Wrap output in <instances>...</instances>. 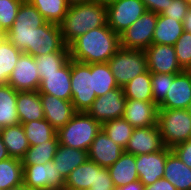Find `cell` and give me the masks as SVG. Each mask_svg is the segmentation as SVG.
<instances>
[{"label": "cell", "mask_w": 191, "mask_h": 190, "mask_svg": "<svg viewBox=\"0 0 191 190\" xmlns=\"http://www.w3.org/2000/svg\"><path fill=\"white\" fill-rule=\"evenodd\" d=\"M68 47L70 59L87 64L107 63L120 48V39L106 24L87 31Z\"/></svg>", "instance_id": "1"}, {"label": "cell", "mask_w": 191, "mask_h": 190, "mask_svg": "<svg viewBox=\"0 0 191 190\" xmlns=\"http://www.w3.org/2000/svg\"><path fill=\"white\" fill-rule=\"evenodd\" d=\"M106 24V5L95 0L88 3L70 5L59 26L63 41L69 46L76 38L87 31Z\"/></svg>", "instance_id": "2"}, {"label": "cell", "mask_w": 191, "mask_h": 190, "mask_svg": "<svg viewBox=\"0 0 191 190\" xmlns=\"http://www.w3.org/2000/svg\"><path fill=\"white\" fill-rule=\"evenodd\" d=\"M102 124L87 112H76L72 119L57 131L59 144L88 151Z\"/></svg>", "instance_id": "3"}, {"label": "cell", "mask_w": 191, "mask_h": 190, "mask_svg": "<svg viewBox=\"0 0 191 190\" xmlns=\"http://www.w3.org/2000/svg\"><path fill=\"white\" fill-rule=\"evenodd\" d=\"M46 22L35 6L24 0L18 9L12 27L6 32V39L21 52L32 55L34 28L36 29Z\"/></svg>", "instance_id": "4"}, {"label": "cell", "mask_w": 191, "mask_h": 190, "mask_svg": "<svg viewBox=\"0 0 191 190\" xmlns=\"http://www.w3.org/2000/svg\"><path fill=\"white\" fill-rule=\"evenodd\" d=\"M157 124L166 148L191 139L189 109H158Z\"/></svg>", "instance_id": "5"}, {"label": "cell", "mask_w": 191, "mask_h": 190, "mask_svg": "<svg viewBox=\"0 0 191 190\" xmlns=\"http://www.w3.org/2000/svg\"><path fill=\"white\" fill-rule=\"evenodd\" d=\"M71 91L76 112H87L97 98L93 90V63L71 59Z\"/></svg>", "instance_id": "6"}, {"label": "cell", "mask_w": 191, "mask_h": 190, "mask_svg": "<svg viewBox=\"0 0 191 190\" xmlns=\"http://www.w3.org/2000/svg\"><path fill=\"white\" fill-rule=\"evenodd\" d=\"M107 63L119 87H123L133 78L148 70L147 58L143 50L120 47Z\"/></svg>", "instance_id": "7"}, {"label": "cell", "mask_w": 191, "mask_h": 190, "mask_svg": "<svg viewBox=\"0 0 191 190\" xmlns=\"http://www.w3.org/2000/svg\"><path fill=\"white\" fill-rule=\"evenodd\" d=\"M158 14L146 10L131 26L120 35V47L145 51L151 44Z\"/></svg>", "instance_id": "8"}, {"label": "cell", "mask_w": 191, "mask_h": 190, "mask_svg": "<svg viewBox=\"0 0 191 190\" xmlns=\"http://www.w3.org/2000/svg\"><path fill=\"white\" fill-rule=\"evenodd\" d=\"M106 8L107 24L118 35L146 12L141 0H115Z\"/></svg>", "instance_id": "9"}, {"label": "cell", "mask_w": 191, "mask_h": 190, "mask_svg": "<svg viewBox=\"0 0 191 190\" xmlns=\"http://www.w3.org/2000/svg\"><path fill=\"white\" fill-rule=\"evenodd\" d=\"M126 97L123 87L108 91L97 97L87 113L96 121L103 124L106 121L121 118L125 112Z\"/></svg>", "instance_id": "10"}, {"label": "cell", "mask_w": 191, "mask_h": 190, "mask_svg": "<svg viewBox=\"0 0 191 190\" xmlns=\"http://www.w3.org/2000/svg\"><path fill=\"white\" fill-rule=\"evenodd\" d=\"M191 102V71L169 74V88L158 109H188Z\"/></svg>", "instance_id": "11"}, {"label": "cell", "mask_w": 191, "mask_h": 190, "mask_svg": "<svg viewBox=\"0 0 191 190\" xmlns=\"http://www.w3.org/2000/svg\"><path fill=\"white\" fill-rule=\"evenodd\" d=\"M53 52H69V47L64 43L60 26L46 22L34 28L32 37V56L50 54Z\"/></svg>", "instance_id": "12"}, {"label": "cell", "mask_w": 191, "mask_h": 190, "mask_svg": "<svg viewBox=\"0 0 191 190\" xmlns=\"http://www.w3.org/2000/svg\"><path fill=\"white\" fill-rule=\"evenodd\" d=\"M23 183L40 190L65 187V179L52 161L45 164L23 165Z\"/></svg>", "instance_id": "13"}, {"label": "cell", "mask_w": 191, "mask_h": 190, "mask_svg": "<svg viewBox=\"0 0 191 190\" xmlns=\"http://www.w3.org/2000/svg\"><path fill=\"white\" fill-rule=\"evenodd\" d=\"M145 54L151 73L178 74L184 71L178 63L174 45L151 44Z\"/></svg>", "instance_id": "14"}, {"label": "cell", "mask_w": 191, "mask_h": 190, "mask_svg": "<svg viewBox=\"0 0 191 190\" xmlns=\"http://www.w3.org/2000/svg\"><path fill=\"white\" fill-rule=\"evenodd\" d=\"M8 84L16 91H38L40 75L32 55L27 53L20 55Z\"/></svg>", "instance_id": "15"}, {"label": "cell", "mask_w": 191, "mask_h": 190, "mask_svg": "<svg viewBox=\"0 0 191 190\" xmlns=\"http://www.w3.org/2000/svg\"><path fill=\"white\" fill-rule=\"evenodd\" d=\"M171 151L164 147L159 151L136 156V170L144 187L164 177L166 158Z\"/></svg>", "instance_id": "16"}, {"label": "cell", "mask_w": 191, "mask_h": 190, "mask_svg": "<svg viewBox=\"0 0 191 190\" xmlns=\"http://www.w3.org/2000/svg\"><path fill=\"white\" fill-rule=\"evenodd\" d=\"M164 147L157 124L150 127L134 128L124 152L137 156L159 151Z\"/></svg>", "instance_id": "17"}, {"label": "cell", "mask_w": 191, "mask_h": 190, "mask_svg": "<svg viewBox=\"0 0 191 190\" xmlns=\"http://www.w3.org/2000/svg\"><path fill=\"white\" fill-rule=\"evenodd\" d=\"M39 93H47L57 98L71 101V59L57 72L40 76Z\"/></svg>", "instance_id": "18"}, {"label": "cell", "mask_w": 191, "mask_h": 190, "mask_svg": "<svg viewBox=\"0 0 191 190\" xmlns=\"http://www.w3.org/2000/svg\"><path fill=\"white\" fill-rule=\"evenodd\" d=\"M40 100L44 111V119L56 131L68 123L76 113L71 101L57 98L47 93H40Z\"/></svg>", "instance_id": "19"}, {"label": "cell", "mask_w": 191, "mask_h": 190, "mask_svg": "<svg viewBox=\"0 0 191 190\" xmlns=\"http://www.w3.org/2000/svg\"><path fill=\"white\" fill-rule=\"evenodd\" d=\"M124 152V148L108 137L103 129L96 135L88 150V159L101 167L112 166Z\"/></svg>", "instance_id": "20"}, {"label": "cell", "mask_w": 191, "mask_h": 190, "mask_svg": "<svg viewBox=\"0 0 191 190\" xmlns=\"http://www.w3.org/2000/svg\"><path fill=\"white\" fill-rule=\"evenodd\" d=\"M123 118L134 128L157 125L158 106L154 101L126 99Z\"/></svg>", "instance_id": "21"}, {"label": "cell", "mask_w": 191, "mask_h": 190, "mask_svg": "<svg viewBox=\"0 0 191 190\" xmlns=\"http://www.w3.org/2000/svg\"><path fill=\"white\" fill-rule=\"evenodd\" d=\"M16 108L21 124L44 119V111L38 91H18Z\"/></svg>", "instance_id": "22"}, {"label": "cell", "mask_w": 191, "mask_h": 190, "mask_svg": "<svg viewBox=\"0 0 191 190\" xmlns=\"http://www.w3.org/2000/svg\"><path fill=\"white\" fill-rule=\"evenodd\" d=\"M164 178L177 190H191V168L185 165L173 151L166 158Z\"/></svg>", "instance_id": "23"}, {"label": "cell", "mask_w": 191, "mask_h": 190, "mask_svg": "<svg viewBox=\"0 0 191 190\" xmlns=\"http://www.w3.org/2000/svg\"><path fill=\"white\" fill-rule=\"evenodd\" d=\"M86 160H88V151L58 144L52 162L56 165V169L61 176L66 179L76 167L83 164Z\"/></svg>", "instance_id": "24"}, {"label": "cell", "mask_w": 191, "mask_h": 190, "mask_svg": "<svg viewBox=\"0 0 191 190\" xmlns=\"http://www.w3.org/2000/svg\"><path fill=\"white\" fill-rule=\"evenodd\" d=\"M115 188L139 180L136 170V156L123 152L120 158L107 168Z\"/></svg>", "instance_id": "25"}, {"label": "cell", "mask_w": 191, "mask_h": 190, "mask_svg": "<svg viewBox=\"0 0 191 190\" xmlns=\"http://www.w3.org/2000/svg\"><path fill=\"white\" fill-rule=\"evenodd\" d=\"M0 135L10 157L21 160L30 147L22 124L3 127Z\"/></svg>", "instance_id": "26"}, {"label": "cell", "mask_w": 191, "mask_h": 190, "mask_svg": "<svg viewBox=\"0 0 191 190\" xmlns=\"http://www.w3.org/2000/svg\"><path fill=\"white\" fill-rule=\"evenodd\" d=\"M183 32V22L159 14L152 44L174 45Z\"/></svg>", "instance_id": "27"}, {"label": "cell", "mask_w": 191, "mask_h": 190, "mask_svg": "<svg viewBox=\"0 0 191 190\" xmlns=\"http://www.w3.org/2000/svg\"><path fill=\"white\" fill-rule=\"evenodd\" d=\"M97 180V164L88 159L76 167L65 179L67 190H87Z\"/></svg>", "instance_id": "28"}, {"label": "cell", "mask_w": 191, "mask_h": 190, "mask_svg": "<svg viewBox=\"0 0 191 190\" xmlns=\"http://www.w3.org/2000/svg\"><path fill=\"white\" fill-rule=\"evenodd\" d=\"M17 93L9 84L0 85V125L1 127L19 124L16 108Z\"/></svg>", "instance_id": "29"}, {"label": "cell", "mask_w": 191, "mask_h": 190, "mask_svg": "<svg viewBox=\"0 0 191 190\" xmlns=\"http://www.w3.org/2000/svg\"><path fill=\"white\" fill-rule=\"evenodd\" d=\"M23 183V164L20 159L0 161V190H13Z\"/></svg>", "instance_id": "30"}, {"label": "cell", "mask_w": 191, "mask_h": 190, "mask_svg": "<svg viewBox=\"0 0 191 190\" xmlns=\"http://www.w3.org/2000/svg\"><path fill=\"white\" fill-rule=\"evenodd\" d=\"M59 140L56 135L52 140L42 142L37 146H30L21 159L23 165L45 164L52 161L58 148Z\"/></svg>", "instance_id": "31"}, {"label": "cell", "mask_w": 191, "mask_h": 190, "mask_svg": "<svg viewBox=\"0 0 191 190\" xmlns=\"http://www.w3.org/2000/svg\"><path fill=\"white\" fill-rule=\"evenodd\" d=\"M126 99L153 101L151 72L147 70L123 86Z\"/></svg>", "instance_id": "32"}, {"label": "cell", "mask_w": 191, "mask_h": 190, "mask_svg": "<svg viewBox=\"0 0 191 190\" xmlns=\"http://www.w3.org/2000/svg\"><path fill=\"white\" fill-rule=\"evenodd\" d=\"M35 6L47 22L60 24L68 11L69 4L66 0H27Z\"/></svg>", "instance_id": "33"}, {"label": "cell", "mask_w": 191, "mask_h": 190, "mask_svg": "<svg viewBox=\"0 0 191 190\" xmlns=\"http://www.w3.org/2000/svg\"><path fill=\"white\" fill-rule=\"evenodd\" d=\"M22 126L30 146L52 140L57 135V131L46 119L22 123Z\"/></svg>", "instance_id": "34"}, {"label": "cell", "mask_w": 191, "mask_h": 190, "mask_svg": "<svg viewBox=\"0 0 191 190\" xmlns=\"http://www.w3.org/2000/svg\"><path fill=\"white\" fill-rule=\"evenodd\" d=\"M22 53L7 39L0 43V85L8 84L9 77Z\"/></svg>", "instance_id": "35"}, {"label": "cell", "mask_w": 191, "mask_h": 190, "mask_svg": "<svg viewBox=\"0 0 191 190\" xmlns=\"http://www.w3.org/2000/svg\"><path fill=\"white\" fill-rule=\"evenodd\" d=\"M119 88L108 63H93V90L97 97Z\"/></svg>", "instance_id": "36"}, {"label": "cell", "mask_w": 191, "mask_h": 190, "mask_svg": "<svg viewBox=\"0 0 191 190\" xmlns=\"http://www.w3.org/2000/svg\"><path fill=\"white\" fill-rule=\"evenodd\" d=\"M102 129L110 139L125 149L134 127L121 117L106 121L102 124Z\"/></svg>", "instance_id": "37"}, {"label": "cell", "mask_w": 191, "mask_h": 190, "mask_svg": "<svg viewBox=\"0 0 191 190\" xmlns=\"http://www.w3.org/2000/svg\"><path fill=\"white\" fill-rule=\"evenodd\" d=\"M34 59L41 76L57 72L70 59V54L69 52H53L35 56Z\"/></svg>", "instance_id": "38"}, {"label": "cell", "mask_w": 191, "mask_h": 190, "mask_svg": "<svg viewBox=\"0 0 191 190\" xmlns=\"http://www.w3.org/2000/svg\"><path fill=\"white\" fill-rule=\"evenodd\" d=\"M179 65L184 70L191 68V33L184 31L174 44Z\"/></svg>", "instance_id": "39"}, {"label": "cell", "mask_w": 191, "mask_h": 190, "mask_svg": "<svg viewBox=\"0 0 191 190\" xmlns=\"http://www.w3.org/2000/svg\"><path fill=\"white\" fill-rule=\"evenodd\" d=\"M24 0H0V25L7 32L13 25Z\"/></svg>", "instance_id": "40"}, {"label": "cell", "mask_w": 191, "mask_h": 190, "mask_svg": "<svg viewBox=\"0 0 191 190\" xmlns=\"http://www.w3.org/2000/svg\"><path fill=\"white\" fill-rule=\"evenodd\" d=\"M169 88V74L151 73L153 101L158 106L166 97Z\"/></svg>", "instance_id": "41"}, {"label": "cell", "mask_w": 191, "mask_h": 190, "mask_svg": "<svg viewBox=\"0 0 191 190\" xmlns=\"http://www.w3.org/2000/svg\"><path fill=\"white\" fill-rule=\"evenodd\" d=\"M189 8L190 7L185 0H169L167 8L161 14L183 22Z\"/></svg>", "instance_id": "42"}, {"label": "cell", "mask_w": 191, "mask_h": 190, "mask_svg": "<svg viewBox=\"0 0 191 190\" xmlns=\"http://www.w3.org/2000/svg\"><path fill=\"white\" fill-rule=\"evenodd\" d=\"M91 189H115L107 168L97 164V180L92 184Z\"/></svg>", "instance_id": "43"}, {"label": "cell", "mask_w": 191, "mask_h": 190, "mask_svg": "<svg viewBox=\"0 0 191 190\" xmlns=\"http://www.w3.org/2000/svg\"><path fill=\"white\" fill-rule=\"evenodd\" d=\"M171 150L185 165L191 168V139L174 146Z\"/></svg>", "instance_id": "44"}, {"label": "cell", "mask_w": 191, "mask_h": 190, "mask_svg": "<svg viewBox=\"0 0 191 190\" xmlns=\"http://www.w3.org/2000/svg\"><path fill=\"white\" fill-rule=\"evenodd\" d=\"M146 10L152 11L154 13H157L158 15L161 14L169 4V0H141Z\"/></svg>", "instance_id": "45"}, {"label": "cell", "mask_w": 191, "mask_h": 190, "mask_svg": "<svg viewBox=\"0 0 191 190\" xmlns=\"http://www.w3.org/2000/svg\"><path fill=\"white\" fill-rule=\"evenodd\" d=\"M145 190H177V188L163 177L153 184L145 186Z\"/></svg>", "instance_id": "46"}, {"label": "cell", "mask_w": 191, "mask_h": 190, "mask_svg": "<svg viewBox=\"0 0 191 190\" xmlns=\"http://www.w3.org/2000/svg\"><path fill=\"white\" fill-rule=\"evenodd\" d=\"M115 190H145V187L139 180H137L130 182L127 185L115 188Z\"/></svg>", "instance_id": "47"}, {"label": "cell", "mask_w": 191, "mask_h": 190, "mask_svg": "<svg viewBox=\"0 0 191 190\" xmlns=\"http://www.w3.org/2000/svg\"><path fill=\"white\" fill-rule=\"evenodd\" d=\"M184 31L191 33V7L189 8L183 20Z\"/></svg>", "instance_id": "48"}, {"label": "cell", "mask_w": 191, "mask_h": 190, "mask_svg": "<svg viewBox=\"0 0 191 190\" xmlns=\"http://www.w3.org/2000/svg\"><path fill=\"white\" fill-rule=\"evenodd\" d=\"M7 158H10V155L8 154V151H7L5 144L3 143L2 137L0 135V161L5 160Z\"/></svg>", "instance_id": "49"}, {"label": "cell", "mask_w": 191, "mask_h": 190, "mask_svg": "<svg viewBox=\"0 0 191 190\" xmlns=\"http://www.w3.org/2000/svg\"><path fill=\"white\" fill-rule=\"evenodd\" d=\"M66 1L69 5H74V4L88 3L95 0H66Z\"/></svg>", "instance_id": "50"}, {"label": "cell", "mask_w": 191, "mask_h": 190, "mask_svg": "<svg viewBox=\"0 0 191 190\" xmlns=\"http://www.w3.org/2000/svg\"><path fill=\"white\" fill-rule=\"evenodd\" d=\"M15 190H40V189L32 188L31 186H28V185L22 183Z\"/></svg>", "instance_id": "51"}, {"label": "cell", "mask_w": 191, "mask_h": 190, "mask_svg": "<svg viewBox=\"0 0 191 190\" xmlns=\"http://www.w3.org/2000/svg\"><path fill=\"white\" fill-rule=\"evenodd\" d=\"M0 38H6V31L0 25Z\"/></svg>", "instance_id": "52"}, {"label": "cell", "mask_w": 191, "mask_h": 190, "mask_svg": "<svg viewBox=\"0 0 191 190\" xmlns=\"http://www.w3.org/2000/svg\"><path fill=\"white\" fill-rule=\"evenodd\" d=\"M44 190H67L65 187H51V188H46Z\"/></svg>", "instance_id": "53"}, {"label": "cell", "mask_w": 191, "mask_h": 190, "mask_svg": "<svg viewBox=\"0 0 191 190\" xmlns=\"http://www.w3.org/2000/svg\"><path fill=\"white\" fill-rule=\"evenodd\" d=\"M96 1L101 2V3L105 4V5H107V4H109V3H111V2H113L115 0H96Z\"/></svg>", "instance_id": "54"}, {"label": "cell", "mask_w": 191, "mask_h": 190, "mask_svg": "<svg viewBox=\"0 0 191 190\" xmlns=\"http://www.w3.org/2000/svg\"><path fill=\"white\" fill-rule=\"evenodd\" d=\"M87 190H115V189H87Z\"/></svg>", "instance_id": "55"}, {"label": "cell", "mask_w": 191, "mask_h": 190, "mask_svg": "<svg viewBox=\"0 0 191 190\" xmlns=\"http://www.w3.org/2000/svg\"><path fill=\"white\" fill-rule=\"evenodd\" d=\"M185 1L188 3L189 7H191V0H185Z\"/></svg>", "instance_id": "56"}, {"label": "cell", "mask_w": 191, "mask_h": 190, "mask_svg": "<svg viewBox=\"0 0 191 190\" xmlns=\"http://www.w3.org/2000/svg\"><path fill=\"white\" fill-rule=\"evenodd\" d=\"M6 38H0V43L3 41V40H5Z\"/></svg>", "instance_id": "57"}]
</instances>
